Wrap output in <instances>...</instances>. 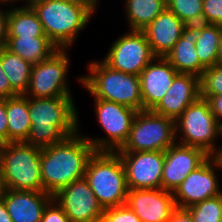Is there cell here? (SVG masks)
I'll list each match as a JSON object with an SVG mask.
<instances>
[{
	"label": "cell",
	"instance_id": "6da1fadb",
	"mask_svg": "<svg viewBox=\"0 0 222 222\" xmlns=\"http://www.w3.org/2000/svg\"><path fill=\"white\" fill-rule=\"evenodd\" d=\"M28 110L31 126L26 143L31 146L43 149L80 131L73 97H28Z\"/></svg>",
	"mask_w": 222,
	"mask_h": 222
},
{
	"label": "cell",
	"instance_id": "7a4b0ae2",
	"mask_svg": "<svg viewBox=\"0 0 222 222\" xmlns=\"http://www.w3.org/2000/svg\"><path fill=\"white\" fill-rule=\"evenodd\" d=\"M78 131L64 141L41 149L40 166L43 192L54 195L84 177L93 145Z\"/></svg>",
	"mask_w": 222,
	"mask_h": 222
},
{
	"label": "cell",
	"instance_id": "3957f363",
	"mask_svg": "<svg viewBox=\"0 0 222 222\" xmlns=\"http://www.w3.org/2000/svg\"><path fill=\"white\" fill-rule=\"evenodd\" d=\"M31 7L42 23L45 35L59 49L74 45L97 10L93 0H45Z\"/></svg>",
	"mask_w": 222,
	"mask_h": 222
},
{
	"label": "cell",
	"instance_id": "277c9868",
	"mask_svg": "<svg viewBox=\"0 0 222 222\" xmlns=\"http://www.w3.org/2000/svg\"><path fill=\"white\" fill-rule=\"evenodd\" d=\"M87 67L88 74L77 80L94 98L142 110L139 76L114 70L102 60L90 62Z\"/></svg>",
	"mask_w": 222,
	"mask_h": 222
},
{
	"label": "cell",
	"instance_id": "5b68a950",
	"mask_svg": "<svg viewBox=\"0 0 222 222\" xmlns=\"http://www.w3.org/2000/svg\"><path fill=\"white\" fill-rule=\"evenodd\" d=\"M84 178L103 209L125 205V170L117 152L95 151L89 158Z\"/></svg>",
	"mask_w": 222,
	"mask_h": 222
},
{
	"label": "cell",
	"instance_id": "8992f818",
	"mask_svg": "<svg viewBox=\"0 0 222 222\" xmlns=\"http://www.w3.org/2000/svg\"><path fill=\"white\" fill-rule=\"evenodd\" d=\"M41 149L26 142L0 145V175L4 189L43 191Z\"/></svg>",
	"mask_w": 222,
	"mask_h": 222
},
{
	"label": "cell",
	"instance_id": "52a82bcc",
	"mask_svg": "<svg viewBox=\"0 0 222 222\" xmlns=\"http://www.w3.org/2000/svg\"><path fill=\"white\" fill-rule=\"evenodd\" d=\"M175 129L176 143L200 148L210 156L218 154L220 146H216L215 141L222 137V127L208 100L199 98L189 105L175 121ZM178 135H181V139Z\"/></svg>",
	"mask_w": 222,
	"mask_h": 222
},
{
	"label": "cell",
	"instance_id": "ba28073f",
	"mask_svg": "<svg viewBox=\"0 0 222 222\" xmlns=\"http://www.w3.org/2000/svg\"><path fill=\"white\" fill-rule=\"evenodd\" d=\"M176 143L175 121L152 110H140L132 122L129 138L117 151H163Z\"/></svg>",
	"mask_w": 222,
	"mask_h": 222
},
{
	"label": "cell",
	"instance_id": "9c48e42d",
	"mask_svg": "<svg viewBox=\"0 0 222 222\" xmlns=\"http://www.w3.org/2000/svg\"><path fill=\"white\" fill-rule=\"evenodd\" d=\"M95 114L101 129L106 137H84L93 145L95 151L116 152L121 149L129 138L135 109L120 105L119 103L94 98Z\"/></svg>",
	"mask_w": 222,
	"mask_h": 222
},
{
	"label": "cell",
	"instance_id": "30bf717a",
	"mask_svg": "<svg viewBox=\"0 0 222 222\" xmlns=\"http://www.w3.org/2000/svg\"><path fill=\"white\" fill-rule=\"evenodd\" d=\"M68 49H58L49 58L34 64L25 93L26 97H72L67 84L70 57ZM69 85V86H68Z\"/></svg>",
	"mask_w": 222,
	"mask_h": 222
},
{
	"label": "cell",
	"instance_id": "8fae6325",
	"mask_svg": "<svg viewBox=\"0 0 222 222\" xmlns=\"http://www.w3.org/2000/svg\"><path fill=\"white\" fill-rule=\"evenodd\" d=\"M155 57L145 33L129 30L113 42L103 62L114 70L139 76Z\"/></svg>",
	"mask_w": 222,
	"mask_h": 222
},
{
	"label": "cell",
	"instance_id": "7c38bea8",
	"mask_svg": "<svg viewBox=\"0 0 222 222\" xmlns=\"http://www.w3.org/2000/svg\"><path fill=\"white\" fill-rule=\"evenodd\" d=\"M221 165L216 156H210L201 166L192 171L173 192L176 207L187 209L208 198L222 194L217 169Z\"/></svg>",
	"mask_w": 222,
	"mask_h": 222
},
{
	"label": "cell",
	"instance_id": "4fadbf2b",
	"mask_svg": "<svg viewBox=\"0 0 222 222\" xmlns=\"http://www.w3.org/2000/svg\"><path fill=\"white\" fill-rule=\"evenodd\" d=\"M122 161L128 189H161L165 152L116 151Z\"/></svg>",
	"mask_w": 222,
	"mask_h": 222
},
{
	"label": "cell",
	"instance_id": "5bb4252c",
	"mask_svg": "<svg viewBox=\"0 0 222 222\" xmlns=\"http://www.w3.org/2000/svg\"><path fill=\"white\" fill-rule=\"evenodd\" d=\"M52 199L64 210L70 222H100L103 207L83 177L57 191Z\"/></svg>",
	"mask_w": 222,
	"mask_h": 222
},
{
	"label": "cell",
	"instance_id": "9a60e30c",
	"mask_svg": "<svg viewBox=\"0 0 222 222\" xmlns=\"http://www.w3.org/2000/svg\"><path fill=\"white\" fill-rule=\"evenodd\" d=\"M210 155L204 150L178 143L165 151L161 189L174 192L184 179L201 166Z\"/></svg>",
	"mask_w": 222,
	"mask_h": 222
},
{
	"label": "cell",
	"instance_id": "2e32d148",
	"mask_svg": "<svg viewBox=\"0 0 222 222\" xmlns=\"http://www.w3.org/2000/svg\"><path fill=\"white\" fill-rule=\"evenodd\" d=\"M125 204L142 222H169L177 208L173 192L163 189H128Z\"/></svg>",
	"mask_w": 222,
	"mask_h": 222
},
{
	"label": "cell",
	"instance_id": "e0dca14e",
	"mask_svg": "<svg viewBox=\"0 0 222 222\" xmlns=\"http://www.w3.org/2000/svg\"><path fill=\"white\" fill-rule=\"evenodd\" d=\"M200 98V77L178 73L158 104L152 109L156 114L176 121L184 110Z\"/></svg>",
	"mask_w": 222,
	"mask_h": 222
},
{
	"label": "cell",
	"instance_id": "ac0fdd59",
	"mask_svg": "<svg viewBox=\"0 0 222 222\" xmlns=\"http://www.w3.org/2000/svg\"><path fill=\"white\" fill-rule=\"evenodd\" d=\"M178 74L165 57H155L139 75L142 110H152L170 88Z\"/></svg>",
	"mask_w": 222,
	"mask_h": 222
},
{
	"label": "cell",
	"instance_id": "d6986e66",
	"mask_svg": "<svg viewBox=\"0 0 222 222\" xmlns=\"http://www.w3.org/2000/svg\"><path fill=\"white\" fill-rule=\"evenodd\" d=\"M0 198L12 222H41L43 210L52 195L43 191L4 189Z\"/></svg>",
	"mask_w": 222,
	"mask_h": 222
},
{
	"label": "cell",
	"instance_id": "ffe728a7",
	"mask_svg": "<svg viewBox=\"0 0 222 222\" xmlns=\"http://www.w3.org/2000/svg\"><path fill=\"white\" fill-rule=\"evenodd\" d=\"M202 34V23H187L182 36L165 58L178 73L200 77L206 67L196 53V41Z\"/></svg>",
	"mask_w": 222,
	"mask_h": 222
},
{
	"label": "cell",
	"instance_id": "44dd1931",
	"mask_svg": "<svg viewBox=\"0 0 222 222\" xmlns=\"http://www.w3.org/2000/svg\"><path fill=\"white\" fill-rule=\"evenodd\" d=\"M185 26V23L166 8L142 31L147 37L152 53L156 57H165L182 36Z\"/></svg>",
	"mask_w": 222,
	"mask_h": 222
},
{
	"label": "cell",
	"instance_id": "7402d4cb",
	"mask_svg": "<svg viewBox=\"0 0 222 222\" xmlns=\"http://www.w3.org/2000/svg\"><path fill=\"white\" fill-rule=\"evenodd\" d=\"M5 48L33 65L59 49L48 37H7Z\"/></svg>",
	"mask_w": 222,
	"mask_h": 222
},
{
	"label": "cell",
	"instance_id": "603a6c76",
	"mask_svg": "<svg viewBox=\"0 0 222 222\" xmlns=\"http://www.w3.org/2000/svg\"><path fill=\"white\" fill-rule=\"evenodd\" d=\"M8 143L26 142L31 126L28 97L18 95L6 98Z\"/></svg>",
	"mask_w": 222,
	"mask_h": 222
},
{
	"label": "cell",
	"instance_id": "cb8c5ba5",
	"mask_svg": "<svg viewBox=\"0 0 222 222\" xmlns=\"http://www.w3.org/2000/svg\"><path fill=\"white\" fill-rule=\"evenodd\" d=\"M9 10L7 37H47L32 7H16Z\"/></svg>",
	"mask_w": 222,
	"mask_h": 222
},
{
	"label": "cell",
	"instance_id": "d4e9b609",
	"mask_svg": "<svg viewBox=\"0 0 222 222\" xmlns=\"http://www.w3.org/2000/svg\"><path fill=\"white\" fill-rule=\"evenodd\" d=\"M128 30L142 31L166 9V0H125Z\"/></svg>",
	"mask_w": 222,
	"mask_h": 222
},
{
	"label": "cell",
	"instance_id": "484cf974",
	"mask_svg": "<svg viewBox=\"0 0 222 222\" xmlns=\"http://www.w3.org/2000/svg\"><path fill=\"white\" fill-rule=\"evenodd\" d=\"M1 65L12 89L18 95H25L33 64L13 54L5 47L1 48Z\"/></svg>",
	"mask_w": 222,
	"mask_h": 222
},
{
	"label": "cell",
	"instance_id": "4316f807",
	"mask_svg": "<svg viewBox=\"0 0 222 222\" xmlns=\"http://www.w3.org/2000/svg\"><path fill=\"white\" fill-rule=\"evenodd\" d=\"M221 31V25L202 22V34L197 39L195 46L199 60L206 68L217 64Z\"/></svg>",
	"mask_w": 222,
	"mask_h": 222
},
{
	"label": "cell",
	"instance_id": "83f0119b",
	"mask_svg": "<svg viewBox=\"0 0 222 222\" xmlns=\"http://www.w3.org/2000/svg\"><path fill=\"white\" fill-rule=\"evenodd\" d=\"M187 210L194 222H222V194L197 203Z\"/></svg>",
	"mask_w": 222,
	"mask_h": 222
},
{
	"label": "cell",
	"instance_id": "f1b7e54d",
	"mask_svg": "<svg viewBox=\"0 0 222 222\" xmlns=\"http://www.w3.org/2000/svg\"><path fill=\"white\" fill-rule=\"evenodd\" d=\"M203 0H166V8L183 23H202Z\"/></svg>",
	"mask_w": 222,
	"mask_h": 222
},
{
	"label": "cell",
	"instance_id": "f546056e",
	"mask_svg": "<svg viewBox=\"0 0 222 222\" xmlns=\"http://www.w3.org/2000/svg\"><path fill=\"white\" fill-rule=\"evenodd\" d=\"M222 94V65L206 68L200 76V98Z\"/></svg>",
	"mask_w": 222,
	"mask_h": 222
},
{
	"label": "cell",
	"instance_id": "4dcf8cb0",
	"mask_svg": "<svg viewBox=\"0 0 222 222\" xmlns=\"http://www.w3.org/2000/svg\"><path fill=\"white\" fill-rule=\"evenodd\" d=\"M100 222H142L126 204L106 208Z\"/></svg>",
	"mask_w": 222,
	"mask_h": 222
},
{
	"label": "cell",
	"instance_id": "1f68e13d",
	"mask_svg": "<svg viewBox=\"0 0 222 222\" xmlns=\"http://www.w3.org/2000/svg\"><path fill=\"white\" fill-rule=\"evenodd\" d=\"M202 22L222 26V0H203Z\"/></svg>",
	"mask_w": 222,
	"mask_h": 222
},
{
	"label": "cell",
	"instance_id": "d6a6232c",
	"mask_svg": "<svg viewBox=\"0 0 222 222\" xmlns=\"http://www.w3.org/2000/svg\"><path fill=\"white\" fill-rule=\"evenodd\" d=\"M41 222H70V219L52 199L43 210Z\"/></svg>",
	"mask_w": 222,
	"mask_h": 222
},
{
	"label": "cell",
	"instance_id": "836d02e7",
	"mask_svg": "<svg viewBox=\"0 0 222 222\" xmlns=\"http://www.w3.org/2000/svg\"><path fill=\"white\" fill-rule=\"evenodd\" d=\"M8 143L6 98H0V145Z\"/></svg>",
	"mask_w": 222,
	"mask_h": 222
},
{
	"label": "cell",
	"instance_id": "e575fe53",
	"mask_svg": "<svg viewBox=\"0 0 222 222\" xmlns=\"http://www.w3.org/2000/svg\"><path fill=\"white\" fill-rule=\"evenodd\" d=\"M18 96L12 89L8 78L6 77L1 65V48H0V98H11Z\"/></svg>",
	"mask_w": 222,
	"mask_h": 222
},
{
	"label": "cell",
	"instance_id": "d590c367",
	"mask_svg": "<svg viewBox=\"0 0 222 222\" xmlns=\"http://www.w3.org/2000/svg\"><path fill=\"white\" fill-rule=\"evenodd\" d=\"M9 8L3 10L0 4V48L5 47L7 40Z\"/></svg>",
	"mask_w": 222,
	"mask_h": 222
},
{
	"label": "cell",
	"instance_id": "8d00e7d4",
	"mask_svg": "<svg viewBox=\"0 0 222 222\" xmlns=\"http://www.w3.org/2000/svg\"><path fill=\"white\" fill-rule=\"evenodd\" d=\"M207 100L210 103L212 112L217 122L222 127V94L210 96Z\"/></svg>",
	"mask_w": 222,
	"mask_h": 222
},
{
	"label": "cell",
	"instance_id": "74e56055",
	"mask_svg": "<svg viewBox=\"0 0 222 222\" xmlns=\"http://www.w3.org/2000/svg\"><path fill=\"white\" fill-rule=\"evenodd\" d=\"M169 222H194V220L187 209L177 207L173 211Z\"/></svg>",
	"mask_w": 222,
	"mask_h": 222
},
{
	"label": "cell",
	"instance_id": "f35d334b",
	"mask_svg": "<svg viewBox=\"0 0 222 222\" xmlns=\"http://www.w3.org/2000/svg\"><path fill=\"white\" fill-rule=\"evenodd\" d=\"M0 222H12L4 201L0 198Z\"/></svg>",
	"mask_w": 222,
	"mask_h": 222
},
{
	"label": "cell",
	"instance_id": "ab89813d",
	"mask_svg": "<svg viewBox=\"0 0 222 222\" xmlns=\"http://www.w3.org/2000/svg\"><path fill=\"white\" fill-rule=\"evenodd\" d=\"M217 64L222 65V31H221L220 43H219V47H218Z\"/></svg>",
	"mask_w": 222,
	"mask_h": 222
},
{
	"label": "cell",
	"instance_id": "60d3db41",
	"mask_svg": "<svg viewBox=\"0 0 222 222\" xmlns=\"http://www.w3.org/2000/svg\"><path fill=\"white\" fill-rule=\"evenodd\" d=\"M22 1H24V3H25V6L26 7H31V6H33L34 4H36V3H38V2H41V1H45V0H22Z\"/></svg>",
	"mask_w": 222,
	"mask_h": 222
},
{
	"label": "cell",
	"instance_id": "b9f144b4",
	"mask_svg": "<svg viewBox=\"0 0 222 222\" xmlns=\"http://www.w3.org/2000/svg\"><path fill=\"white\" fill-rule=\"evenodd\" d=\"M216 158L218 159V161L221 165V168H222V148H220L218 154L216 155Z\"/></svg>",
	"mask_w": 222,
	"mask_h": 222
},
{
	"label": "cell",
	"instance_id": "7bdbcfd3",
	"mask_svg": "<svg viewBox=\"0 0 222 222\" xmlns=\"http://www.w3.org/2000/svg\"><path fill=\"white\" fill-rule=\"evenodd\" d=\"M16 1H20V0H0V4H4V6H6L7 7V3H14V2H16Z\"/></svg>",
	"mask_w": 222,
	"mask_h": 222
},
{
	"label": "cell",
	"instance_id": "ee69618b",
	"mask_svg": "<svg viewBox=\"0 0 222 222\" xmlns=\"http://www.w3.org/2000/svg\"><path fill=\"white\" fill-rule=\"evenodd\" d=\"M3 190H4V187H3L2 180H1V175H0V197L3 193Z\"/></svg>",
	"mask_w": 222,
	"mask_h": 222
},
{
	"label": "cell",
	"instance_id": "f6af8a7d",
	"mask_svg": "<svg viewBox=\"0 0 222 222\" xmlns=\"http://www.w3.org/2000/svg\"><path fill=\"white\" fill-rule=\"evenodd\" d=\"M97 5H99L98 3H99V1L100 0H93Z\"/></svg>",
	"mask_w": 222,
	"mask_h": 222
}]
</instances>
